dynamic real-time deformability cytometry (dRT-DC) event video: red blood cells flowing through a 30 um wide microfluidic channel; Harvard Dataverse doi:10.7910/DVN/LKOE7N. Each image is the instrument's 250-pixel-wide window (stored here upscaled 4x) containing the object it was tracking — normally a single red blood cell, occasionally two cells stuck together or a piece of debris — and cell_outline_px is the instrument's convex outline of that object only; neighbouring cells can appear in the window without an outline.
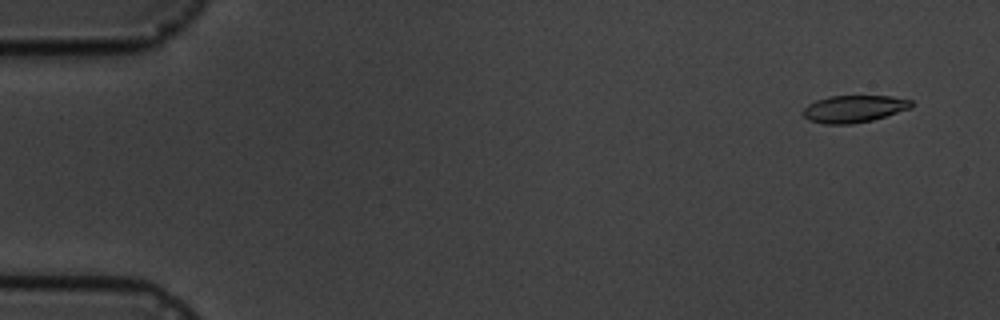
{"species": "common noctule bat (a hibernating species)", "species_latin": "Nyctalus noctula", "temperature_condition": "cold", "stored_images_in_passage": 11, "camera_frame_rate_fps": 3000, "um_per_image_px": 0.085, "animal": {"sex": "male", "body_mass_g": 19.5, "forearm_length_mm": 54.6}, "frame": {"image": 1, "passage_image": 1, "time_ms": 0.0, "image_size_px": [1000, 320], "cell_outline_px": [[912, 108], [872, 120], [852, 124], [824, 124], [808, 120], [804, 116], [804, 108], [808, 104], [816, 100], [832, 96], [892, 96], [912, 100]], "centroid_in_image_um": [72.6, 9.25], "position_along_channel_um": 12.4, "area_um2": 17.11}}
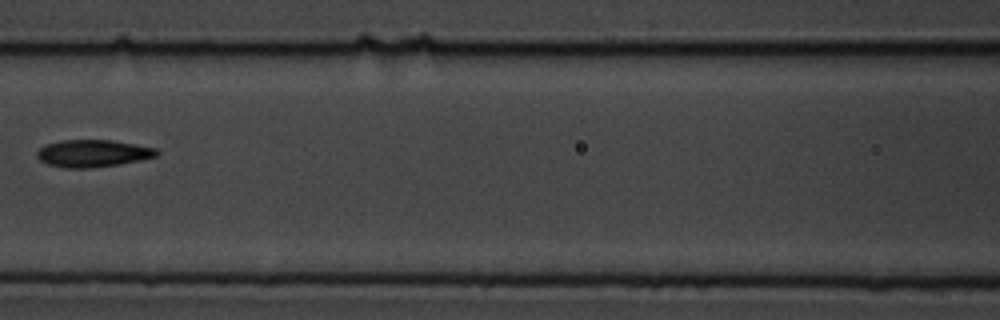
{"frame": {"image": 2, "passage_image": 7, "time_ms": 7.667, "image_size_px": [1000, 320], "cell_outline_px": [[160, 152], [156, 156], [140, 160], [120, 164], [88, 168], [64, 168], [48, 164], [40, 160], [36, 156], [36, 152], [44, 144], [60, 140], [112, 140], [156, 148]], "centroid_in_image_um": [7.87, 13.03], "position_along_channel_um": 158.7, "area_um2": 19.07}}
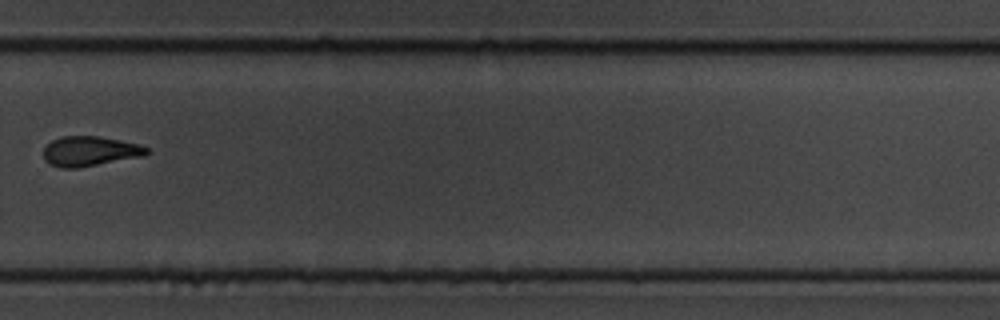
{"frame": {"image": 3, "passage_image": 11, "time_ms": 12.333, "image_size_px": [1000, 320], "cell_outline_px": [[152, 152], [144, 156], [80, 168], [60, 168], [48, 164], [44, 160], [44, 148], [52, 140], [60, 136], [100, 136], [140, 144], [148, 148]], "centroid_in_image_um": [7.66, 12.86], "position_along_channel_um": 322.1, "area_um2": 18.32}}